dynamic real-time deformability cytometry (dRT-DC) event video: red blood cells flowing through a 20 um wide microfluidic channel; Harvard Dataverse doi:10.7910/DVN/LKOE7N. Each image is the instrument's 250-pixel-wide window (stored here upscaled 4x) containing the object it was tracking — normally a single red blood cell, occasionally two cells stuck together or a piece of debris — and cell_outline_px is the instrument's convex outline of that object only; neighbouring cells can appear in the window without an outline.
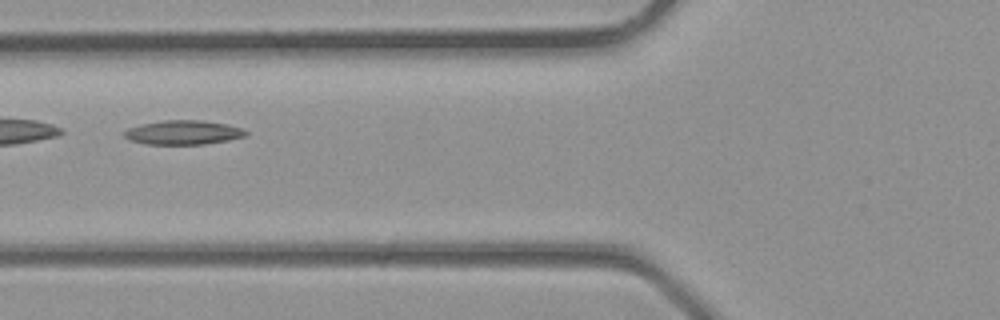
{"species": "common noctule bat (a hibernating species)", "species_latin": "Nyctalus noctula", "temperature_condition": "room temperature", "stored_images_in_passage": 4, "camera_frame_rate_fps": 3000, "um_per_image_px": 0.085, "animal": {"sex": "male", "body_mass_g": 23.1, "forearm_length_mm": 52.7}, "frame": {"image": 1, "passage_image": 4, "time_ms": 1.0, "image_size_px": [1000, 320], "cell_outline_px": [[248, 136], [228, 140], [204, 144], [144, 144], [128, 140], [124, 136], [124, 132], [128, 128], [140, 124], [164, 120], [200, 120], [228, 124], [240, 128], [248, 132]], "centroid_in_image_um": [15.57, 11.26], "position_along_channel_um": 110.2, "area_um2": 17.22}}